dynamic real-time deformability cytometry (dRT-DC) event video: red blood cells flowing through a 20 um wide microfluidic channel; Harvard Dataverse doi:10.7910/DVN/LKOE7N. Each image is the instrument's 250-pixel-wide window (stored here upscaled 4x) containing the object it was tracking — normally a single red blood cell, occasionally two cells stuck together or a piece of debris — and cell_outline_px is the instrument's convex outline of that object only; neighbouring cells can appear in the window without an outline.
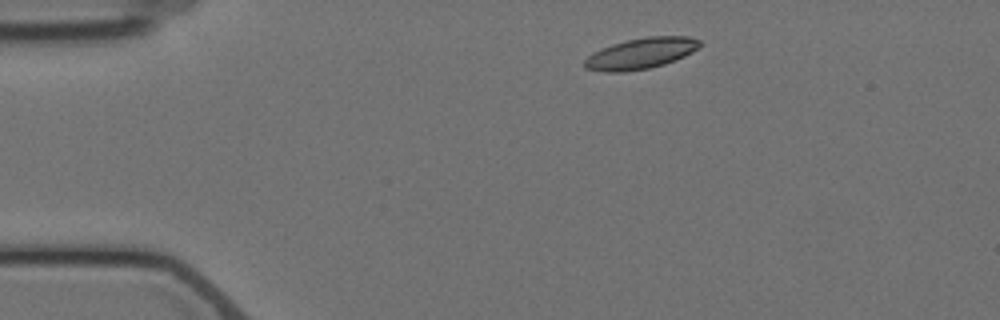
{"species": "Egyptian fruit bat (a non-hibernating species)", "species_latin": "Rousettus aegyptiacus", "temperature_condition": "cold", "stored_images_in_passage": 5, "camera_frame_rate_fps": 3000, "um_per_image_px": 0.085, "animal": {"sex": "female"}, "frame": {"image": 1, "passage_image": 2, "time_ms": 1.333, "image_size_px": [1000, 320], "cell_outline_px": [[700, 48], [684, 56], [664, 64], [648, 68], [624, 72], [604, 72], [584, 68], [584, 60], [588, 56], [612, 44], [644, 36], [688, 36], [700, 40]], "centroid_in_image_um": [54.49, 4.54], "position_along_channel_um": 30.5, "area_um2": 20.63}}
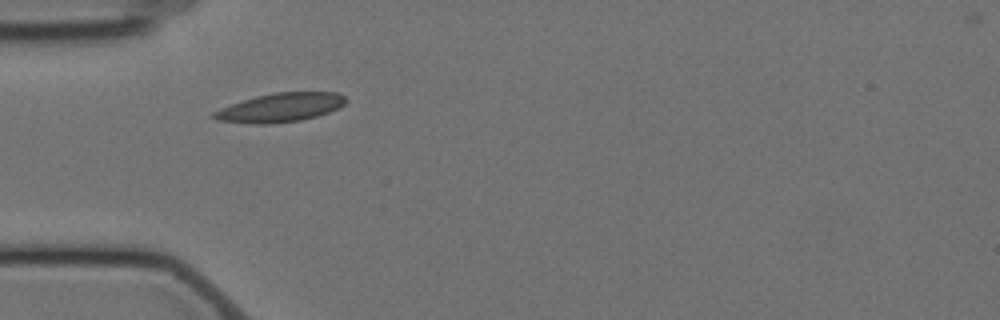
{"frame": {"image": 2, "passage_image": 4, "time_ms": 3.667, "image_size_px": [1000, 320], "cell_outline_px": [[348, 100], [344, 104], [328, 112], [316, 116], [300, 120], [268, 124], [256, 124], [216, 120], [208, 116], [212, 112], [220, 108], [256, 96], [276, 92], [336, 92], [344, 96]], "centroid_in_image_um": [23.79, 9.14], "position_along_channel_um": 61.2, "area_um2": 22.08}}
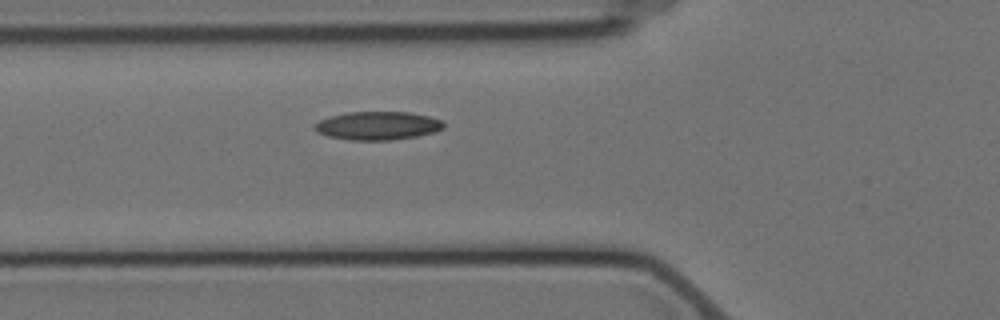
{"frame": {"image": 3, "passage_image": 5, "time_ms": 4.667, "image_size_px": [1000, 320], "cell_outline_px": [[444, 128], [432, 132], [416, 136], [392, 140], [348, 140], [328, 136], [312, 128], [312, 124], [328, 116], [348, 112], [408, 112], [428, 116], [444, 120]], "centroid_in_image_um": [32.07, 10.68], "position_along_channel_um": 93.7, "area_um2": 21.39}}